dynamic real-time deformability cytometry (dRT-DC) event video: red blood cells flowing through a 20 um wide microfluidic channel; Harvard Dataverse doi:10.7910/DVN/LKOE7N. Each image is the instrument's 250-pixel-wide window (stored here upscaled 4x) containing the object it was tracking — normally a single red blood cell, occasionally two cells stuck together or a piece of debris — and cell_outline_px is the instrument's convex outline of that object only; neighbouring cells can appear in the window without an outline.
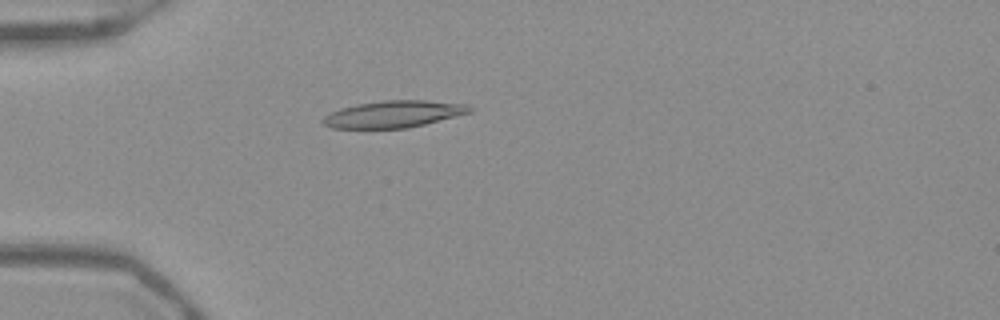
{"species": "Egyptian fruit bat (a non-hibernating species)", "species_latin": "Rousettus aegyptiacus", "temperature_condition": "warm", "stored_images_in_passage": 53, "camera_frame_rate_fps": 3000, "um_per_image_px": 0.085, "frame": {"image": 1, "passage_image": 16, "time_ms": 5.0, "image_size_px": [1000, 320], "cell_outline_px": [[472, 112], [408, 128], [332, 128], [324, 124], [320, 120], [324, 116], [340, 108], [356, 104], [384, 100], [424, 100], [468, 104], [472, 108]], "centroid_in_image_um": [33.45, 9.69], "position_along_channel_um": 51.5, "area_um2": 22.95}}
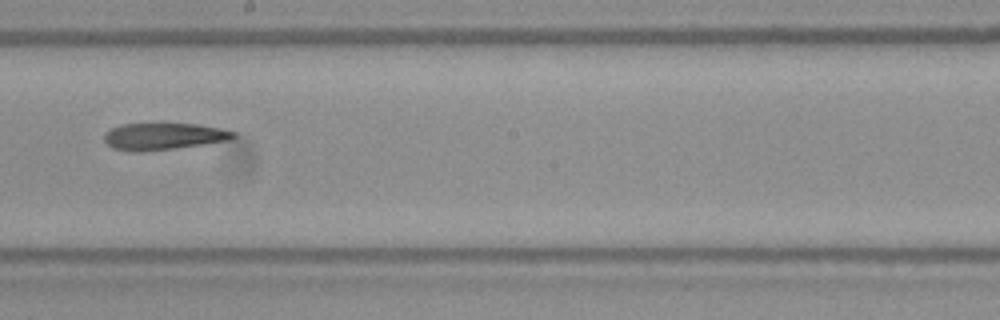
{"frame": {"image": 2, "passage_image": 31, "time_ms": 10.0, "image_size_px": [1000, 320], "cell_outline_px": [[236, 136], [228, 140], [204, 144], [140, 152], [128, 152], [112, 148], [104, 140], [104, 132], [120, 124], [196, 124], [220, 128], [236, 132]], "centroid_in_image_um": [13.85, 11.59], "position_along_channel_um": 234.3, "area_um2": 20.11}}
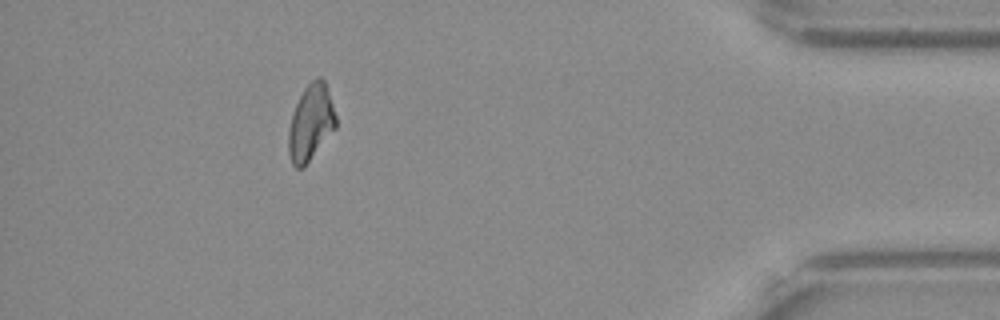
{"frame": {"image": 3, "passage_image": 48, "time_ms": 15.667, "image_size_px": [1000, 320], "cell_outline_px": [[336, 128], [304, 168], [296, 168], [292, 164], [288, 156], [288, 128], [296, 104], [304, 88], [316, 76], [320, 76], [324, 80], [336, 116]], "centroid_in_image_um": [26.4, 10.46], "position_along_channel_um": 408.8, "area_um2": 21.04}}